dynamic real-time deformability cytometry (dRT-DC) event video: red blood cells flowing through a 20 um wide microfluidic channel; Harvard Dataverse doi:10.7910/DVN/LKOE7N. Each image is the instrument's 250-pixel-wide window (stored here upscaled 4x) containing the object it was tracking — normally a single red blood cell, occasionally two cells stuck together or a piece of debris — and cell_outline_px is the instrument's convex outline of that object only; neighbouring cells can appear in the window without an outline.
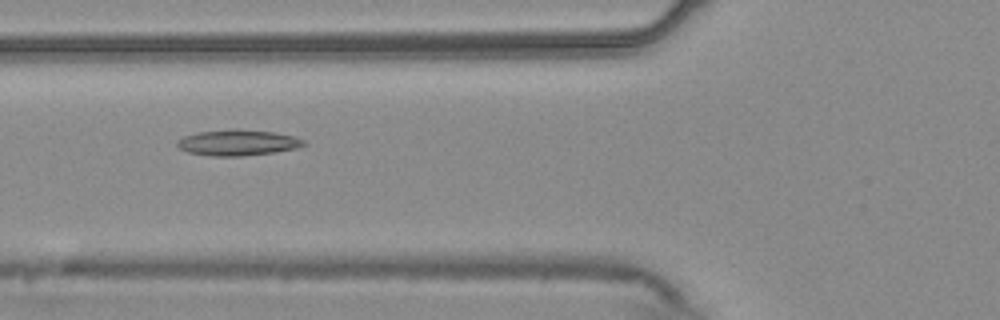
{"species": "common noctule bat (a hibernating species)", "species_latin": "Nyctalus noctula", "temperature_condition": "warm", "stored_images_in_passage": 55, "camera_frame_rate_fps": 3000, "um_per_image_px": 0.085, "animal": {"sex": "male", "body_mass_g": 20.4}, "frame": {"image": 1, "passage_image": 21, "time_ms": 6.667, "image_size_px": [1000, 320], "cell_outline_px": [[308, 144], [296, 148], [272, 152], [240, 156], [212, 156], [188, 152], [180, 148], [176, 144], [176, 140], [184, 136], [196, 132], [228, 128], [236, 128], [272, 132], [292, 136], [304, 140]], "centroid_in_image_um": [20.16, 12.1], "position_along_channel_um": 105.6, "area_um2": 19.13}}
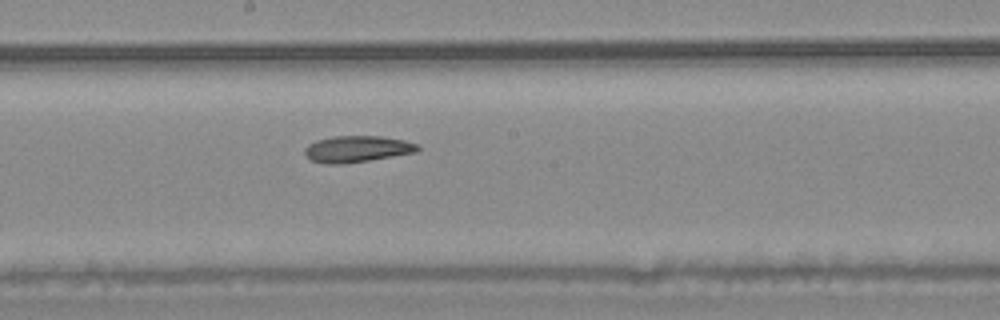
{"frame": {"image": 2, "passage_image": 30, "time_ms": 9.667, "image_size_px": [1000, 320], "cell_outline_px": [[420, 148], [416, 152], [344, 164], [328, 164], [312, 160], [304, 152], [304, 148], [308, 144], [316, 140], [332, 136], [380, 136], [404, 140], [420, 144]], "centroid_in_image_um": [30.35, 12.65], "position_along_channel_um": 217.8, "area_um2": 17.34}}
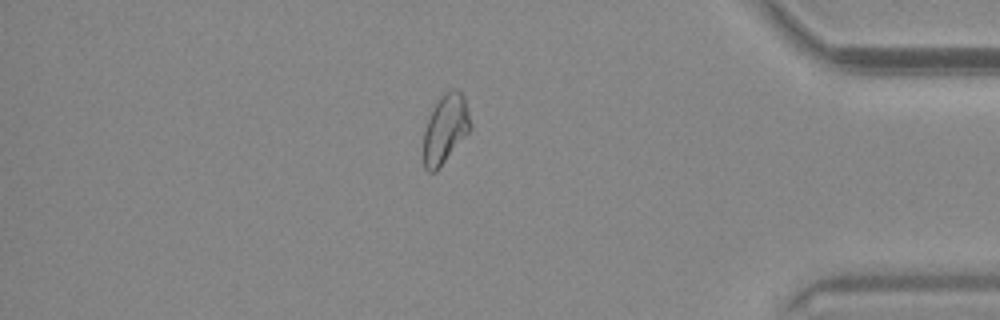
{"frame": {"image": 3, "passage_image": 47, "time_ms": 15.333, "image_size_px": [1000, 320], "cell_outline_px": [[472, 128], [436, 172], [428, 172], [424, 168], [424, 132], [428, 120], [440, 96], [444, 92], [452, 88], [456, 88], [464, 96], [472, 124]], "centroid_in_image_um": [37.88, 10.95], "position_along_channel_um": 397.3, "area_um2": 18.73}}